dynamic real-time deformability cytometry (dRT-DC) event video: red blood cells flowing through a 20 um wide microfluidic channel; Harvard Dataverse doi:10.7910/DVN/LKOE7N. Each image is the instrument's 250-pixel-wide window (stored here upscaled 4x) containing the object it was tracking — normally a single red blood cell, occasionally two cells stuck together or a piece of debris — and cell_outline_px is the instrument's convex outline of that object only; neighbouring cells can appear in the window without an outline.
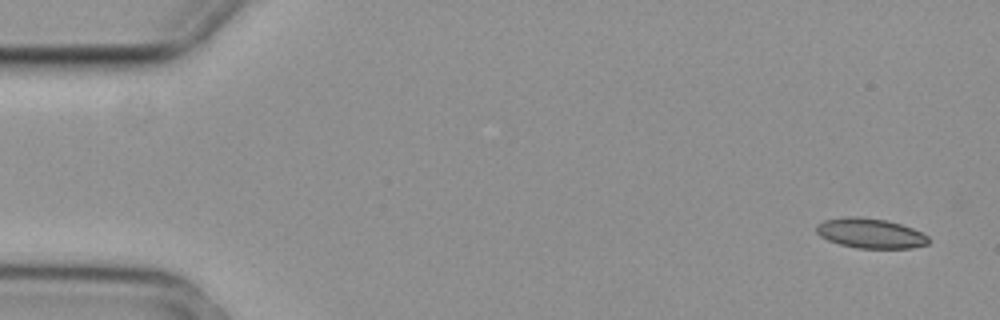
{"species": "common noctule bat (a hibernating species)", "species_latin": "Nyctalus noctula", "temperature_condition": "cold", "stored_images_in_passage": 4, "camera_frame_rate_fps": 3000, "um_per_image_px": 0.085, "animal": {"sex": "female", "body_mass_g": 29.2, "forearm_length_mm": 56.3}, "frame": {"image": 1, "passage_image": 1, "time_ms": 0.0, "image_size_px": [1000, 320], "cell_outline_px": [[928, 244], [912, 248], [856, 248], [840, 244], [828, 240], [820, 236], [816, 232], [816, 224], [824, 220], [844, 216], [860, 216], [884, 220], [900, 224], [912, 228], [928, 236]], "centroid_in_image_um": [73.94, 19.82], "position_along_channel_um": 11.1, "area_um2": 19.54}}